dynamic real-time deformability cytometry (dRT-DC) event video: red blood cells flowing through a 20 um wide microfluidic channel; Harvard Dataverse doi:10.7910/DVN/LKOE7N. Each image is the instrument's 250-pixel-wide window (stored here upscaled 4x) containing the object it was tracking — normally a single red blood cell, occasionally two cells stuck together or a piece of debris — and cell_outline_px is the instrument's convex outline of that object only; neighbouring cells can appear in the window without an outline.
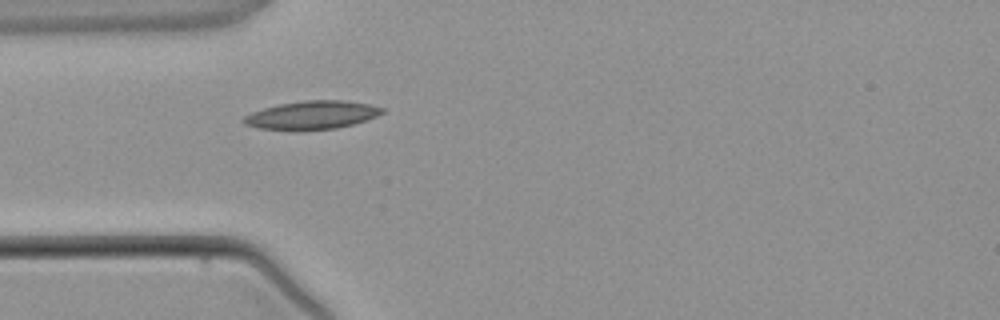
{"species": "common noctule bat (a hibernating species)", "species_latin": "Nyctalus noctula", "temperature_condition": "warm", "stored_images_in_passage": 3, "camera_frame_rate_fps": 3000, "um_per_image_px": 0.085, "animal": {"sex": "male", "body_mass_g": 21.5, "forearm_length_mm": 52.0}, "frame": {"image": 1, "passage_image": 3, "time_ms": 2.333, "image_size_px": [1000, 320], "cell_outline_px": [[384, 112], [376, 116], [352, 124], [336, 128], [300, 132], [296, 132], [256, 128], [244, 124], [240, 120], [244, 116], [252, 112], [264, 108], [280, 104], [304, 100], [344, 100], [368, 104], [384, 108]], "centroid_in_image_um": [26.44, 9.81], "position_along_channel_um": 58.6, "area_um2": 23.29}}